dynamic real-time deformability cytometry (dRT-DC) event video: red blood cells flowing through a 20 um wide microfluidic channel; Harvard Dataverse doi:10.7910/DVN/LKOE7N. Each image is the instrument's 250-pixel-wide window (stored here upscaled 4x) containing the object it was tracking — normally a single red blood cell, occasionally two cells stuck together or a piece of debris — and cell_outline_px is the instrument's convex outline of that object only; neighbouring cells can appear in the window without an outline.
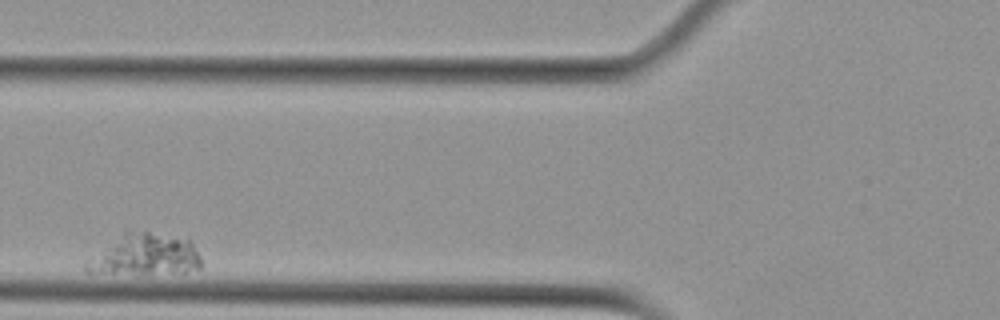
{"species": "Egyptian fruit bat (a non-hibernating species)", "species_latin": "Rousettus aegyptiacus", "temperature_condition": "cold", "stored_images_in_passage": 6, "camera_frame_rate_fps": 3000, "um_per_image_px": 0.085, "animal": {"sex": "female"}, "frame": {"image": 1, "passage_image": 5, "time_ms": 5.667, "image_size_px": [1000, 320], "cell_outline_px": [[200, 268], [184, 276], [136, 276], [84, 272], [84, 260], [124, 232], [148, 232], [188, 236], [200, 256]], "centroid_in_image_um": [12.36, 21.75], "position_along_channel_um": 113.4, "area_um2": 29.82}}